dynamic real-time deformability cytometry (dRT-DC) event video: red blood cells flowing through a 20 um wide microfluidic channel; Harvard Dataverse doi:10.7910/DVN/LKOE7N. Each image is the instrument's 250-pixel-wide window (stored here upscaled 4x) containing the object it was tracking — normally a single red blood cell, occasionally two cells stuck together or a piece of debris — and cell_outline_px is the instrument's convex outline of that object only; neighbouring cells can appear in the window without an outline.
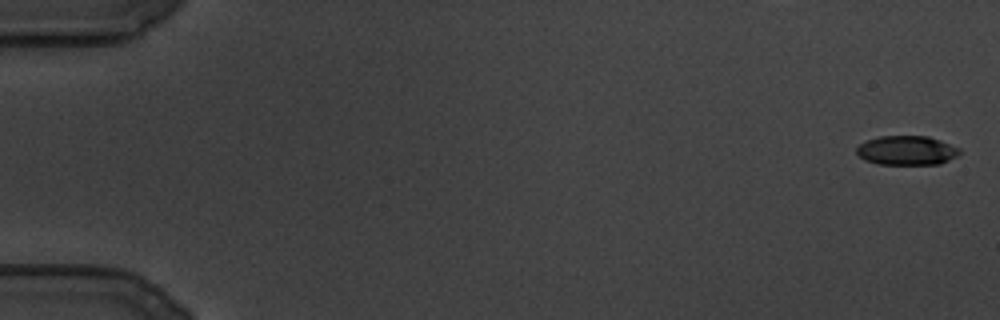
{"species": "common noctule bat (a hibernating species)", "species_latin": "Nyctalus noctula", "temperature_condition": "cold", "stored_images_in_passage": 118, "camera_frame_rate_fps": 3000, "um_per_image_px": 0.085, "animal": {"sex": "male", "body_mass_g": 19.5, "forearm_length_mm": 54.6}, "frame": {"image": 1, "passage_image": 1, "time_ms": 0.0, "image_size_px": [1000, 320], "cell_outline_px": [[960, 152], [956, 156], [940, 164], [876, 164], [864, 160], [856, 152], [856, 148], [860, 144], [868, 140], [880, 136], [928, 136], [940, 140], [960, 148]], "centroid_in_image_um": [77.06, 12.79], "position_along_channel_um": 7.9, "area_um2": 17.51}}
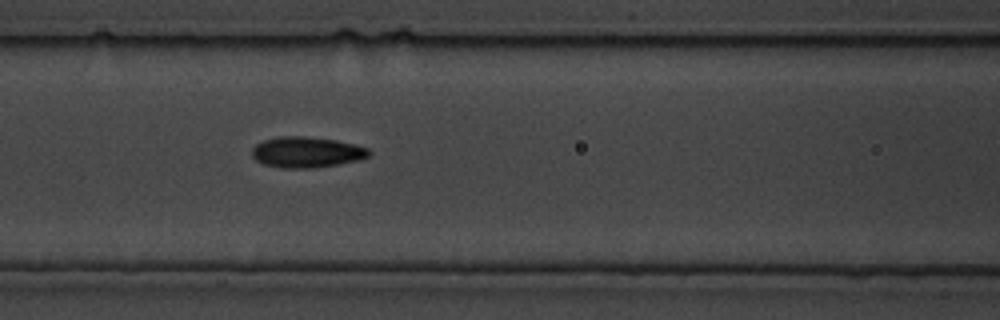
{"frame": {"image": 2, "passage_image": 51, "time_ms": 16.667, "image_size_px": [1000, 320], "cell_outline_px": [[372, 152], [368, 156], [360, 160], [316, 168], [280, 168], [264, 164], [256, 160], [252, 156], [252, 148], [256, 144], [264, 140], [276, 136], [304, 136], [336, 140], [368, 148]], "centroid_in_image_um": [26.05, 12.94], "position_along_channel_um": 140.6, "area_um2": 21.1}}
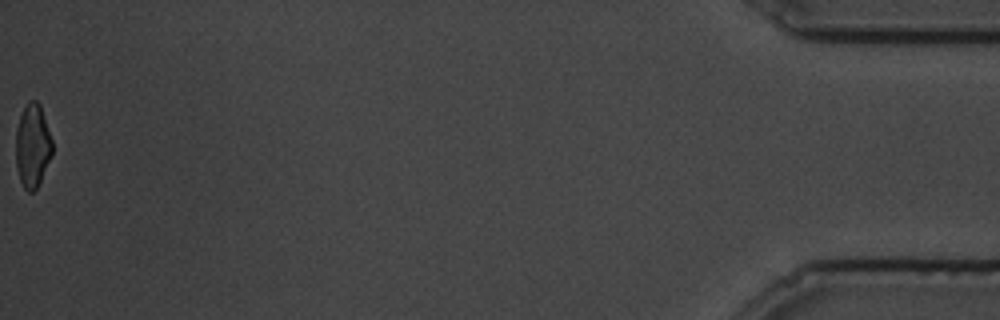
{"frame": {"image": 3, "passage_image": 118, "time_ms": 39.0, "image_size_px": [1000, 320], "cell_outline_px": [[52, 156], [36, 188], [32, 192], [28, 192], [24, 188], [20, 180], [16, 164], [16, 128], [20, 116], [28, 100], [36, 100], [40, 104], [52, 140]], "centroid_in_image_um": [2.76, 12.37], "position_along_channel_um": 432.4, "area_um2": 17.63}}